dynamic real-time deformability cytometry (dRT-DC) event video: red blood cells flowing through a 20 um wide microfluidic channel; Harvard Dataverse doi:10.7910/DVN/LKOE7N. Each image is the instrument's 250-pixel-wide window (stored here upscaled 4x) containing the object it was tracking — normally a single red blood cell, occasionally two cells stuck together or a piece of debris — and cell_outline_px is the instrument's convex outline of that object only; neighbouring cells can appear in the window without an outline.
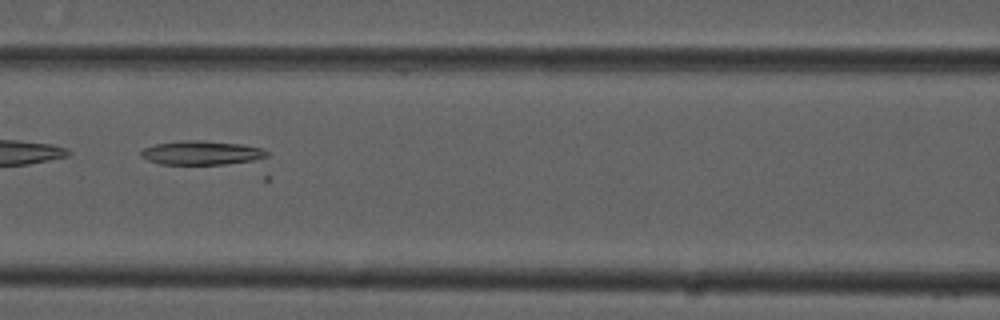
{"species": "common noctule bat (a hibernating species)", "species_latin": "Nyctalus noctula", "temperature_condition": "cold", "stored_images_in_passage": 32, "camera_frame_rate_fps": 3000, "um_per_image_px": 0.085, "animal": {"sex": "male", "forearm_length_mm": 52.5}, "frame": {"image": 1, "passage_image": 6, "time_ms": 1.667, "image_size_px": [1000, 320], "cell_outline_px": [[268, 156], [252, 160], [224, 164], [160, 164], [148, 160], [140, 156], [140, 152], [144, 148], [156, 144], [184, 140], [196, 140], [240, 144], [260, 148], [268, 152]], "centroid_in_image_um": [17.08, 12.99], "position_along_channel_um": 149.5, "area_um2": 17.28}}
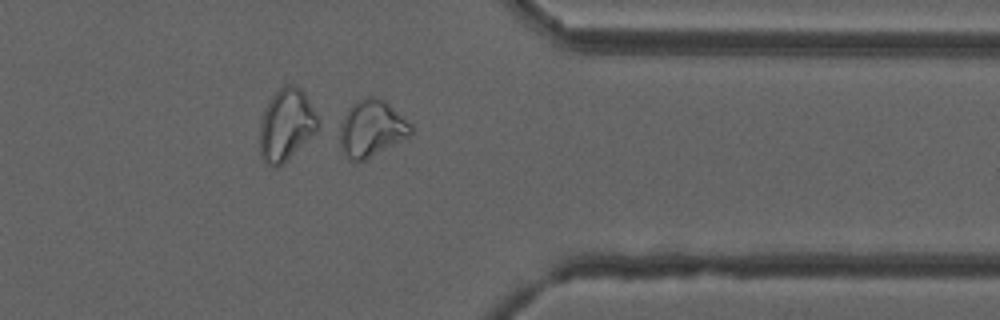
{"frame": {"image": 2, "passage_image": 25, "time_ms": 8.0, "image_size_px": [1000, 320], "cell_outline_px": [[412, 136], [364, 160], [352, 160], [340, 152], [336, 124], [348, 108], [356, 100], [368, 96], [376, 96], [384, 100], [412, 124]], "centroid_in_image_um": [31.52, 10.91], "position_along_channel_um": 379.9, "area_um2": 24.28}}